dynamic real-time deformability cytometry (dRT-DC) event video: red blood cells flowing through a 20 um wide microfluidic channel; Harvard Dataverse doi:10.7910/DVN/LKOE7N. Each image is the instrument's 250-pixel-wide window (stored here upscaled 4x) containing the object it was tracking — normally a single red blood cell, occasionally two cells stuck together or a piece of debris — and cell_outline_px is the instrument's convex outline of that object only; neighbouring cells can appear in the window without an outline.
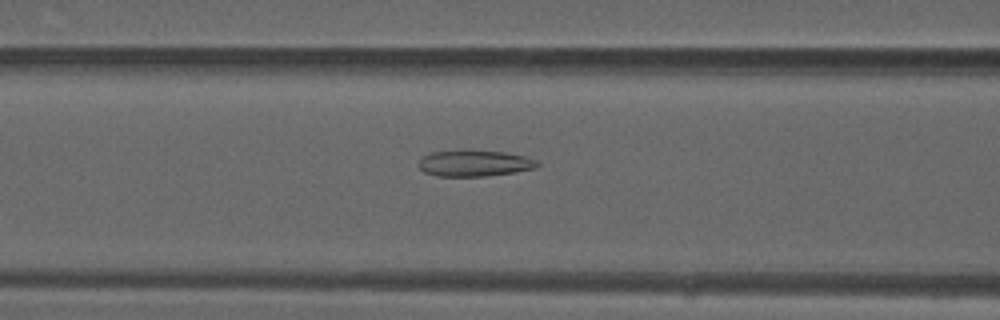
{"species": "common noctule bat (a hibernating species)", "species_latin": "Nyctalus noctula", "temperature_condition": "warm", "stored_images_in_passage": 49, "camera_frame_rate_fps": 3000, "um_per_image_px": 0.085, "animal": {"sex": "male", "forearm_length_mm": 52.5}, "frame": {"image": 1, "passage_image": 20, "time_ms": 6.333, "image_size_px": [1000, 320], "cell_outline_px": [[540, 164], [536, 168], [512, 172], [484, 176], [436, 176], [424, 172], [416, 164], [424, 156], [432, 152], [460, 148], [464, 148], [504, 152], [524, 156], [536, 160]], "centroid_in_image_um": [40.28, 13.84], "position_along_channel_um": 126.3, "area_um2": 18.55}}
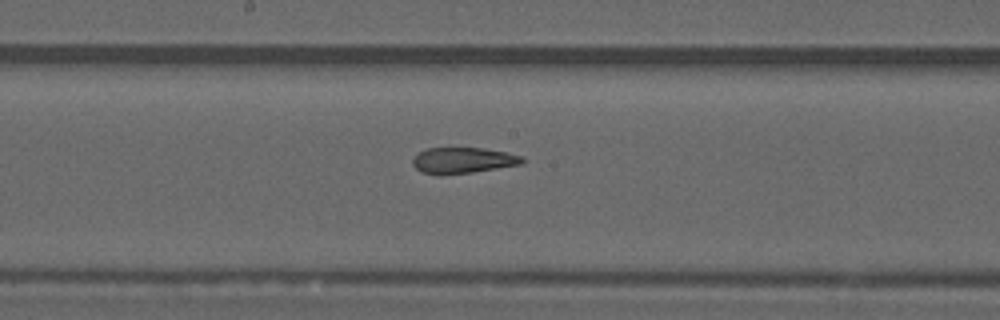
{"frame": {"image": 2, "passage_image": 26, "time_ms": 8.333, "image_size_px": [1000, 320], "cell_outline_px": [[524, 160], [520, 164], [472, 172], [440, 176], [436, 176], [420, 172], [412, 164], [412, 160], [420, 152], [428, 148], [484, 148], [524, 156]], "centroid_in_image_um": [39.3, 13.65], "position_along_channel_um": 208.9, "area_um2": 16.59}}
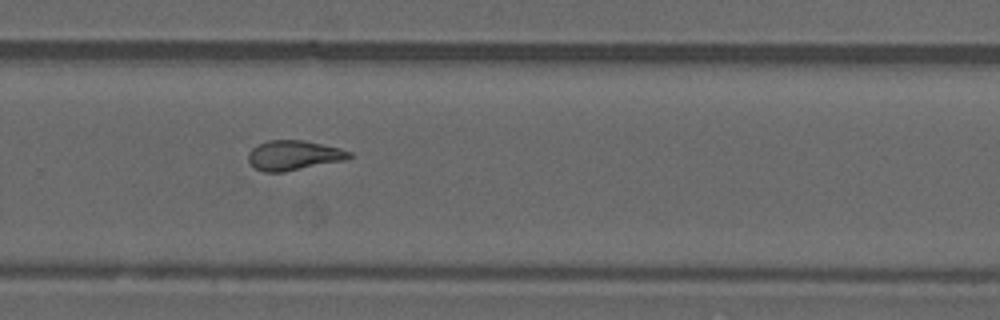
{"frame": {"image": 3, "passage_image": 33, "time_ms": 10.667, "image_size_px": [1000, 320], "cell_outline_px": [[352, 156], [344, 160], [284, 172], [264, 172], [256, 168], [248, 160], [248, 152], [252, 148], [268, 140], [304, 140], [340, 148], [352, 152]], "centroid_in_image_um": [24.97, 13.2], "position_along_channel_um": 304.8, "area_um2": 17.4}, "authors_computed_cell_mechanics": {"area_um2": 18.4382, "velocity_mm_per_s": 4.1315, "shape_relaxation_time_tau1_ms": null, "shape_relaxation_time_tau2_ms": 1.539, "deformation_change_tau1": null, "deformation_change_tau2": 0.0872}}